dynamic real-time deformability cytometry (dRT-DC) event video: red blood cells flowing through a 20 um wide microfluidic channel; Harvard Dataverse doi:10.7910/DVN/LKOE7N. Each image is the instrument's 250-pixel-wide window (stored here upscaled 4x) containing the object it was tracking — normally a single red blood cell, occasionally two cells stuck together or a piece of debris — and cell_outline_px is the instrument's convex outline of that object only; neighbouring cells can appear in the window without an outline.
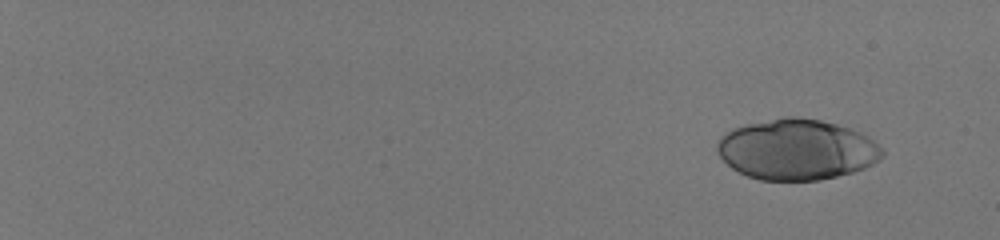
{"species": "human", "species_latin": "Homo sapiens", "temperature_condition": "room temperature", "stored_images_in_passage": 24, "camera_frame_rate_fps": 3000, "um_per_image_px": 0.085, "donor": {"sex": "male"}, "frame": {"image": 1, "passage_image": 1, "time_ms": 0.0, "image_size_px": [1000, 240], "cell_outline_px": [[884, 156], [880, 160], [864, 168], [852, 172], [820, 180], [760, 180], [748, 176], [732, 168], [720, 156], [716, 148], [716, 140], [720, 136], [732, 128], [748, 124], [784, 116], [800, 116], [820, 120], [836, 124], [860, 132], [868, 136], [884, 152]], "centroid_in_image_um": [67.71, 12.7], "position_along_channel_um": 17.3, "area_um2": 58.38}}
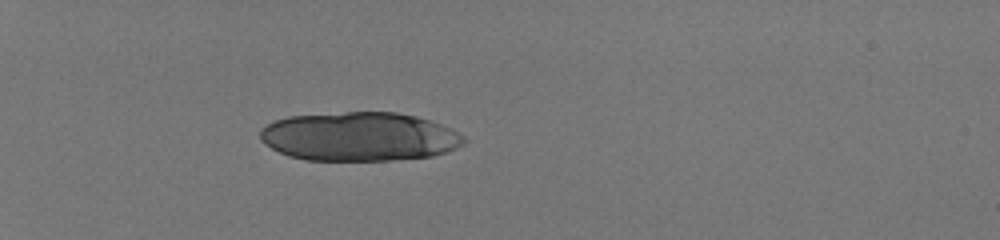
{"frame": {"image": 2, "passage_image": 17, "time_ms": 5.333, "image_size_px": [1000, 240], "cell_outline_px": [[468, 140], [464, 144], [448, 152], [432, 156], [392, 160], [308, 160], [288, 156], [264, 144], [260, 140], [260, 128], [272, 120], [288, 116], [344, 112], [396, 112], [416, 116], [432, 120], [452, 128], [464, 136]], "centroid_in_image_um": [30.56, 11.6], "position_along_channel_um": 54.4, "area_um2": 58.67}}